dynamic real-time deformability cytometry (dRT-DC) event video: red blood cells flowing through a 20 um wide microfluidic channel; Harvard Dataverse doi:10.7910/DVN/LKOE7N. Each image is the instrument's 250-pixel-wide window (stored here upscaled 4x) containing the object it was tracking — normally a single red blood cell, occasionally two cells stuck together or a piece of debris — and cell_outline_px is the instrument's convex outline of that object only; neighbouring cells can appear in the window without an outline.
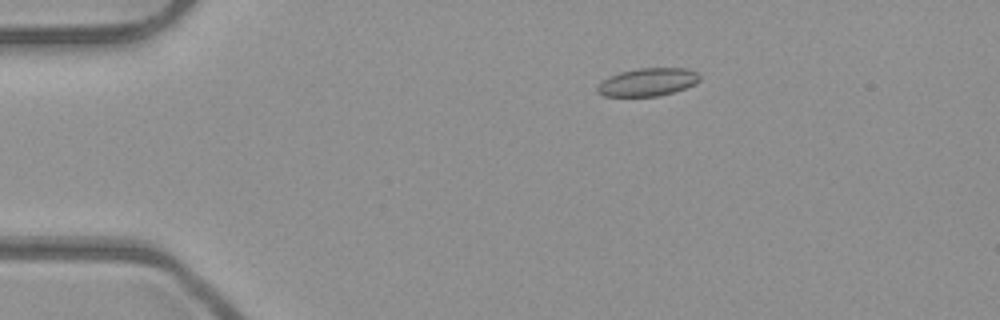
{"species": "common noctule bat (a hibernating species)", "species_latin": "Nyctalus noctula", "temperature_condition": "room temperature", "stored_images_in_passage": 7, "camera_frame_rate_fps": 3000, "um_per_image_px": 0.085, "animal": {"sex": "male", "body_mass_g": 23.1, "forearm_length_mm": 52.7}, "frame": {"image": 1, "passage_image": 3, "time_ms": 0.667, "image_size_px": [1000, 320], "cell_outline_px": [[700, 80], [696, 84], [672, 92], [656, 96], [604, 96], [596, 92], [596, 88], [608, 76], [620, 72], [640, 68], [688, 68], [696, 72], [700, 76]], "centroid_in_image_um": [55.06, 6.97], "position_along_channel_um": 29.9, "area_um2": 16.59}}
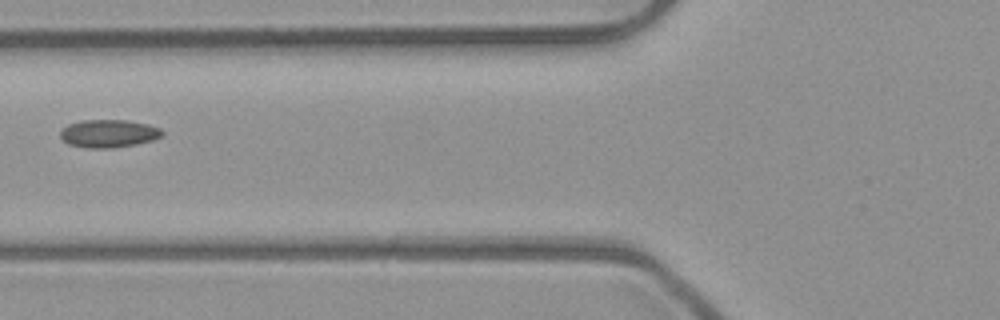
{"frame": {"image": 2, "passage_image": 6, "time_ms": 1.667, "image_size_px": [1000, 320], "cell_outline_px": [[164, 136], [152, 140], [136, 144], [116, 148], [84, 148], [68, 144], [60, 136], [60, 132], [68, 124], [80, 120], [128, 120], [148, 124], [160, 128], [164, 132]], "centroid_in_image_um": [9.25, 11.35], "position_along_channel_um": 116.5, "area_um2": 16.76}}
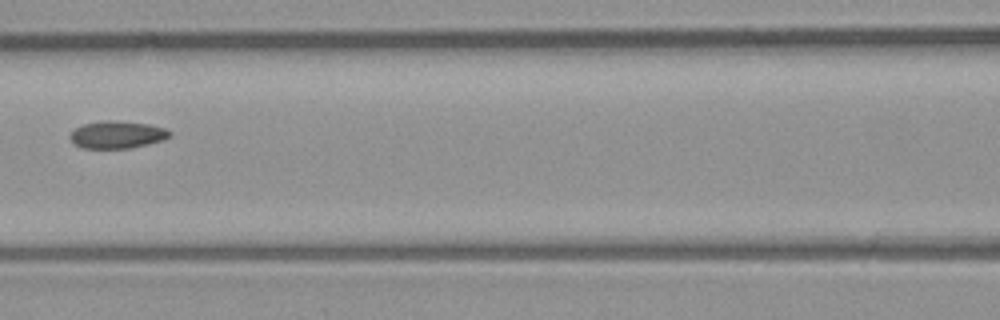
{"frame": {"image": 3, "passage_image": 7, "time_ms": 2.0, "image_size_px": [1000, 320], "cell_outline_px": [[172, 132], [164, 140], [148, 144], [128, 148], [84, 148], [76, 144], [72, 140], [72, 132], [76, 128], [84, 124], [104, 120], [116, 120], [148, 124], [164, 128]], "centroid_in_image_um": [9.99, 11.44], "position_along_channel_um": 156.6, "area_um2": 15.61}}